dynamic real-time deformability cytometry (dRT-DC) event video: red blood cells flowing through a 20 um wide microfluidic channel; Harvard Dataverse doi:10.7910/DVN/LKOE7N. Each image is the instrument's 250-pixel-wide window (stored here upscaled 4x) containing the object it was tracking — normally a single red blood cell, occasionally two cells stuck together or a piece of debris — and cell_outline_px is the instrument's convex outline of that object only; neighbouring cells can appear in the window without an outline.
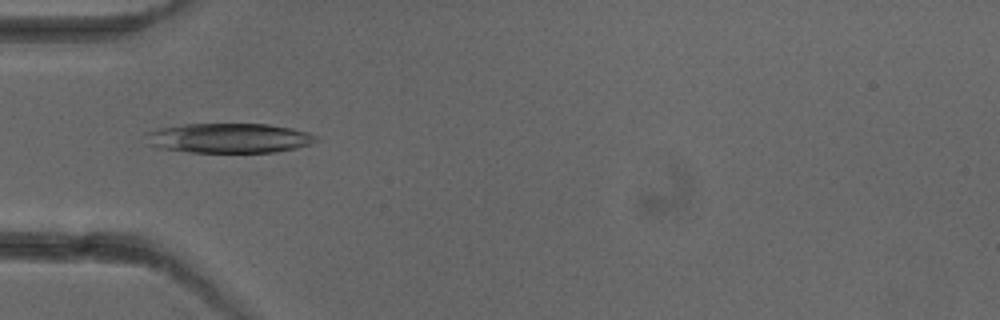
{"species": "common noctule bat (a hibernating species)", "species_latin": "Nyctalus noctula", "temperature_condition": "cold", "stored_images_in_passage": 5, "camera_frame_rate_fps": 3000, "um_per_image_px": 0.085, "animal": {"sex": "female"}, "frame": {"image": 1, "passage_image": 4, "time_ms": 4.333, "image_size_px": [1000, 320], "cell_outline_px": [[316, 140], [308, 144], [296, 148], [276, 152], [188, 152], [160, 148], [148, 144], [148, 132], [156, 128], [184, 124], [268, 124], [292, 128], [308, 132], [316, 136]], "centroid_in_image_um": [19.46, 11.73], "position_along_channel_um": 65.5, "area_um2": 29.3}}
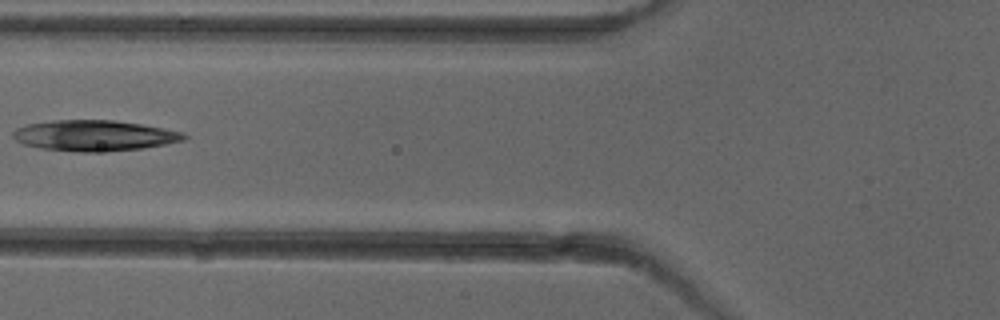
{"frame": {"image": 2, "passage_image": 5, "time_ms": 5.667, "image_size_px": [1000, 320], "cell_outline_px": [[188, 136], [184, 140], [144, 148], [92, 152], [80, 152], [40, 148], [24, 144], [16, 140], [12, 136], [12, 132], [16, 128], [28, 124], [52, 120], [112, 120], [140, 124], [164, 128], [184, 132]], "centroid_in_image_um": [8.01, 11.52], "position_along_channel_um": 117.8, "area_um2": 30.52}}